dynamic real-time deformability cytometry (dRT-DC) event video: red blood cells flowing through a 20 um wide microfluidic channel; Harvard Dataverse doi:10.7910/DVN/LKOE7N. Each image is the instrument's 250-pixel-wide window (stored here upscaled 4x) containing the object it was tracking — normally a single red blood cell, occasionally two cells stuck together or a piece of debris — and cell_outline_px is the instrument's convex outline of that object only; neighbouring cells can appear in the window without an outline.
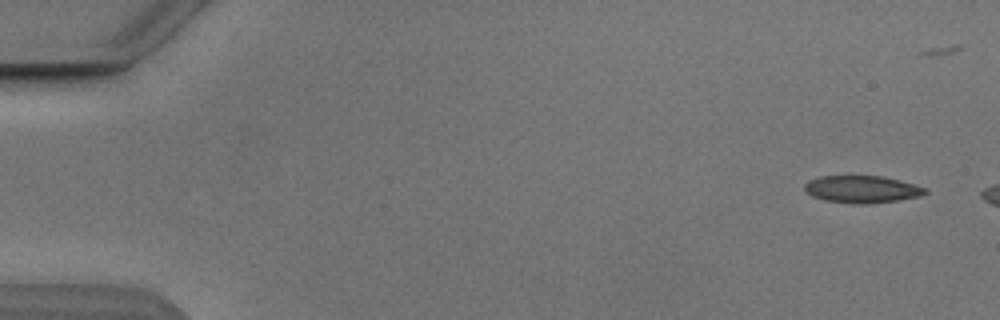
{"species": "Egyptian fruit bat (a non-hibernating species)", "species_latin": "Rousettus aegyptiacus", "temperature_condition": "cold", "stored_images_in_passage": 3, "camera_frame_rate_fps": 3000, "um_per_image_px": 0.085, "animal": {"sex": "male"}, "frame": {"image": 1, "passage_image": 1, "time_ms": 0.0, "image_size_px": [1000, 320], "cell_outline_px": [[928, 192], [920, 196], [900, 200], [868, 204], [852, 204], [824, 200], [812, 196], [804, 188], [804, 184], [808, 180], [820, 176], [880, 176], [900, 180], [924, 188]], "centroid_in_image_um": [73.24, 16.09], "position_along_channel_um": 11.8, "area_um2": 19.13}}